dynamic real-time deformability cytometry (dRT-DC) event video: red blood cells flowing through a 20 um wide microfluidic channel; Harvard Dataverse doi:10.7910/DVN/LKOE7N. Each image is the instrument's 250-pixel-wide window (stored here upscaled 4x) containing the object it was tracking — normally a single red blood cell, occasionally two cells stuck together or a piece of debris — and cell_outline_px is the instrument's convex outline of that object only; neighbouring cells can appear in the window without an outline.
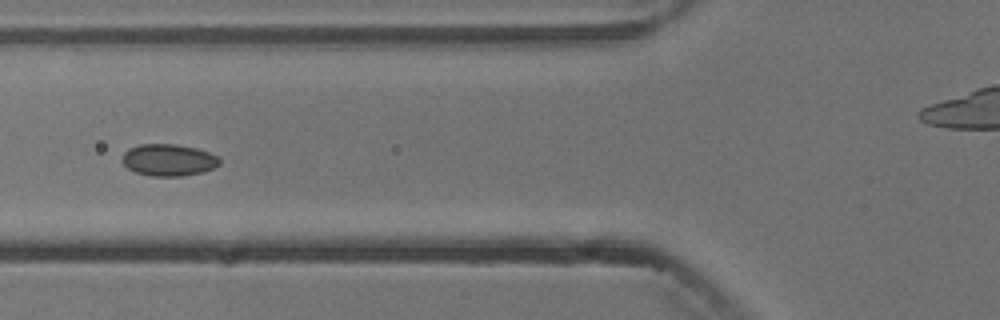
{"species": "common noctule bat (a hibernating species)", "species_latin": "Nyctalus noctula", "temperature_condition": "cold", "stored_images_in_passage": 7, "camera_frame_rate_fps": 3000, "um_per_image_px": 0.085, "animal": {"sex": "male", "body_mass_g": 13.3}, "frame": {"image": 1, "passage_image": 4, "time_ms": 3.333, "image_size_px": [1000, 320], "cell_outline_px": [[220, 164], [216, 168], [204, 172], [184, 176], [152, 176], [136, 172], [128, 168], [124, 164], [124, 152], [128, 148], [140, 144], [176, 144], [196, 148], [208, 152], [216, 156], [220, 160]], "centroid_in_image_um": [14.37, 13.6], "position_along_channel_um": 111.4, "area_um2": 18.09}}
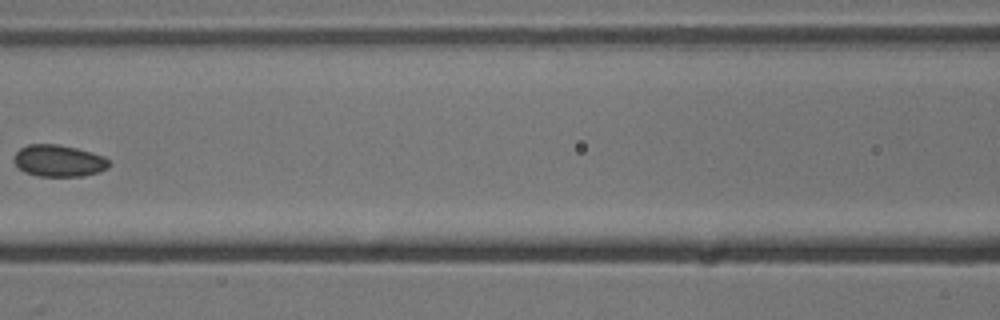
{"frame": {"image": 2, "passage_image": 5, "time_ms": 4.667, "image_size_px": [1000, 320], "cell_outline_px": [[112, 164], [108, 168], [96, 172], [80, 176], [40, 176], [24, 172], [12, 160], [16, 152], [20, 148], [28, 144], [56, 144], [76, 148], [92, 152], [104, 156]], "centroid_in_image_um": [4.99, 13.66], "position_along_channel_um": 161.6, "area_um2": 17.57}}
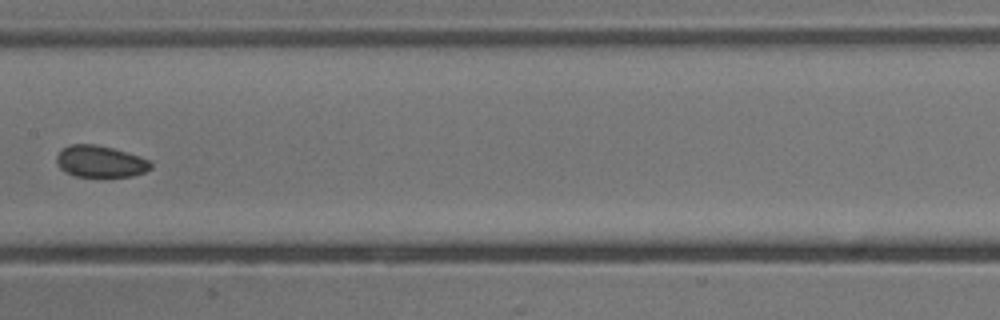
{"frame": {"image": 3, "passage_image": 6, "time_ms": 5.667, "image_size_px": [1000, 320], "cell_outline_px": [[152, 168], [144, 172], [132, 176], [76, 176], [60, 168], [56, 160], [56, 156], [68, 144], [96, 144], [112, 148], [140, 156], [152, 160]], "centroid_in_image_um": [8.56, 13.71], "position_along_channel_um": 198.8, "area_um2": 17.28}}